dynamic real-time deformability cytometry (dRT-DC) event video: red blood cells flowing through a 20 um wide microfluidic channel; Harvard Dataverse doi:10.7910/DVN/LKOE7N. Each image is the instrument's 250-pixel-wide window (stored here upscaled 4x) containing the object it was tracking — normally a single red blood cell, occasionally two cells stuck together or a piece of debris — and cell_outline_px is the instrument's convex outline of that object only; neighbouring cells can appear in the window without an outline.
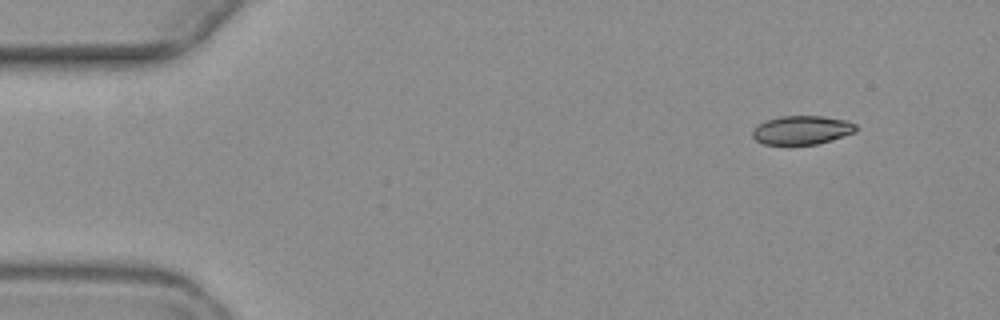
{"species": "common noctule bat (a hibernating species)", "species_latin": "Nyctalus noctula", "temperature_condition": "warm", "stored_images_in_passage": 4, "camera_frame_rate_fps": 3000, "um_per_image_px": 0.085, "animal": {"sex": "female", "body_mass_g": 19.3, "forearm_length_mm": 54.1}, "frame": {"image": 1, "passage_image": 1, "time_ms": 0.0, "image_size_px": [1000, 320], "cell_outline_px": [[856, 132], [816, 144], [764, 144], [756, 140], [752, 136], [752, 132], [764, 120], [780, 116], [824, 116], [848, 120], [856, 124]], "centroid_in_image_um": [68.17, 11.04], "position_along_channel_um": 16.8, "area_um2": 17.22}}
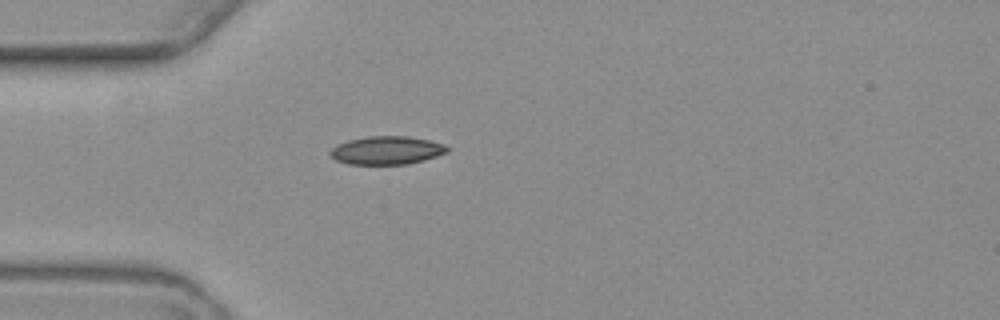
{"frame": {"image": 2, "passage_image": 4, "time_ms": 3.667, "image_size_px": [1000, 320], "cell_outline_px": [[448, 152], [424, 160], [408, 164], [348, 164], [336, 160], [328, 152], [336, 144], [348, 140], [368, 136], [408, 136], [428, 140], [444, 144], [448, 148]], "centroid_in_image_um": [32.85, 12.77], "position_along_channel_um": 52.1, "area_um2": 19.25}}